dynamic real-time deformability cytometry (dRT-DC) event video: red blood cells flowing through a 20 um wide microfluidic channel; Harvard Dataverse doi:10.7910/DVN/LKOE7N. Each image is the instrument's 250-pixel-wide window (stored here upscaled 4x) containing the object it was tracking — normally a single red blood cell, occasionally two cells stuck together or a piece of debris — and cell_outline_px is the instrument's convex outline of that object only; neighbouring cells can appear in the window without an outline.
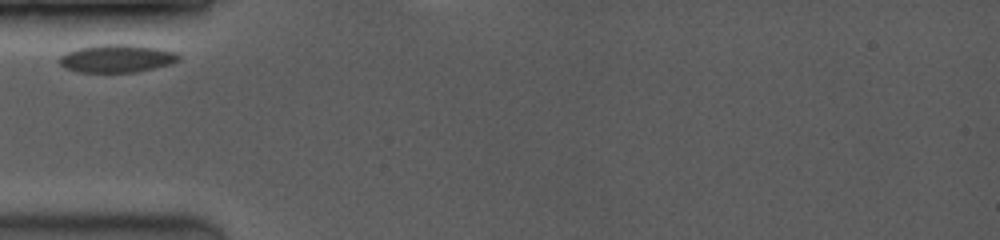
{"species": "common noctule bat (a hibernating species)", "species_latin": "Nyctalus noctula", "temperature_condition": "room temperature", "stored_images_in_passage": 25, "camera_frame_rate_fps": 3500, "um_per_image_px": 0.085, "animal": {"sex": "female", "body_mass_g": 19.0, "forearm_length_mm": 53.3}, "frame": {"image": 1, "passage_image": 1, "time_ms": 0.0, "image_size_px": [1000, 240], "cell_outline_px": [[180, 60], [172, 64], [136, 72], [76, 72], [64, 68], [56, 60], [60, 56], [68, 52], [80, 48], [100, 44], [132, 44], [156, 48], [176, 52], [180, 56]], "centroid_in_image_um": [9.93, 4.97], "position_along_channel_um": 75.1, "area_um2": 19.54}}
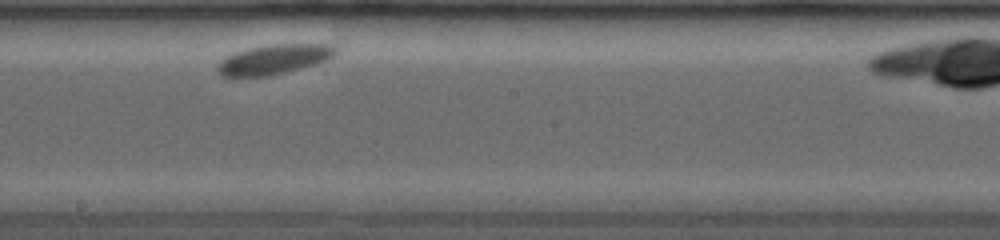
{"frame": {"image": 2, "passage_image": 14, "time_ms": 4.286, "image_size_px": [1000, 240], "cell_outline_px": [[336, 52], [328, 60], [316, 64], [268, 76], [220, 76], [216, 68], [216, 64], [220, 60], [236, 52], [248, 48], [268, 44], [332, 44], [336, 48]], "centroid_in_image_um": [23.27, 5.04], "position_along_channel_um": 224.9, "area_um2": 20.4}}
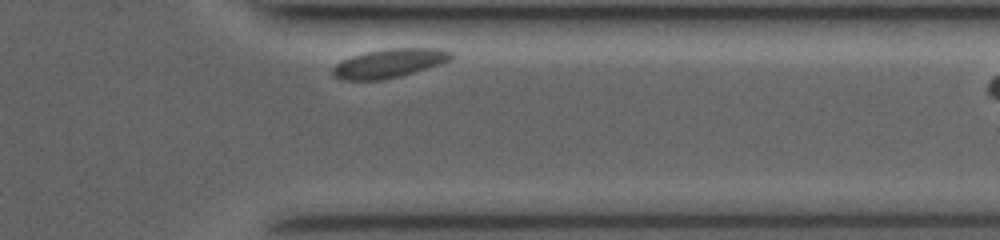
{"frame": {"image": 3, "passage_image": 24, "time_ms": 8.571, "image_size_px": [1000, 240], "cell_outline_px": [[452, 60], [440, 64], [400, 76], [384, 80], [344, 80], [332, 76], [332, 68], [340, 60], [364, 52], [388, 48], [440, 48], [452, 52]], "centroid_in_image_um": [33.06, 5.37], "position_along_channel_um": 378.3, "area_um2": 20.06}}